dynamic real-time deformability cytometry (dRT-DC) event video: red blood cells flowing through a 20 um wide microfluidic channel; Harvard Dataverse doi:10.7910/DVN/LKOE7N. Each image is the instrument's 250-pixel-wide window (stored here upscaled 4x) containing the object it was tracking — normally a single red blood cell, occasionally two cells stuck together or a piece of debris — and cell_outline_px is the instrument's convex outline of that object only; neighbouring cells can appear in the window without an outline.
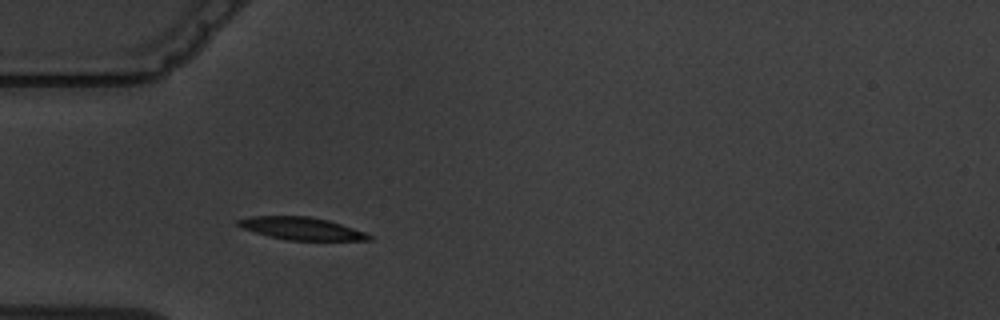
{"species": "common noctule bat (a hibernating species)", "species_latin": "Nyctalus noctula", "temperature_condition": "warm", "stored_images_in_passage": 2, "camera_frame_rate_fps": 3000, "um_per_image_px": 0.085, "animal": {"sex": "male", "body_mass_g": 19.5, "forearm_length_mm": 54.6}, "frame": {"image": 1, "passage_image": 2, "time_ms": 2.0, "image_size_px": [1000, 320], "cell_outline_px": [[372, 240], [288, 240], [268, 236], [244, 228], [236, 224], [236, 220], [252, 216], [308, 216], [328, 220], [364, 232], [372, 236]], "centroid_in_image_um": [25.61, 19.42], "position_along_channel_um": 59.4, "area_um2": 16.94}}